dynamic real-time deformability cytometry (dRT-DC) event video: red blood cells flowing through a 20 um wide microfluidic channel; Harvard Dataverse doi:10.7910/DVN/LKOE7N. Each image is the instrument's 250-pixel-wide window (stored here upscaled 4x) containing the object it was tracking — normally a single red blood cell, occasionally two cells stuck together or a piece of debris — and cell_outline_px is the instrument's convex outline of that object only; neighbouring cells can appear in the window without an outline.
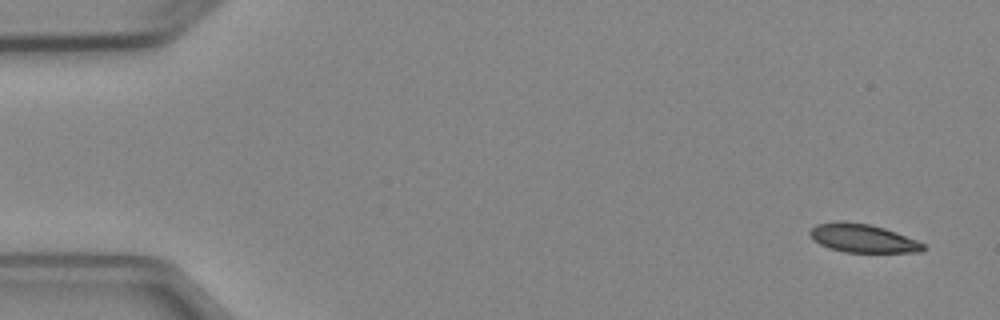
{"species": "Egyptian fruit bat (a non-hibernating species)", "species_latin": "Rousettus aegyptiacus", "temperature_condition": "cold", "stored_images_in_passage": 5, "segment_of_instrument_passage": [1, 2], "camera_frame_rate_fps": 3000, "um_per_image_px": 0.085, "animal": {"sex": "female"}, "frame": {"image": 1, "passage_image": 1, "time_ms": 0.0, "image_size_px": [1000, 320], "cell_outline_px": [[924, 248], [920, 252], [844, 252], [828, 248], [820, 244], [808, 232], [816, 224], [836, 220], [844, 220], [868, 224], [884, 228], [896, 232], [916, 240], [924, 244]], "centroid_in_image_um": [73.3, 20.23], "position_along_channel_um": 11.7, "area_um2": 18.73}}